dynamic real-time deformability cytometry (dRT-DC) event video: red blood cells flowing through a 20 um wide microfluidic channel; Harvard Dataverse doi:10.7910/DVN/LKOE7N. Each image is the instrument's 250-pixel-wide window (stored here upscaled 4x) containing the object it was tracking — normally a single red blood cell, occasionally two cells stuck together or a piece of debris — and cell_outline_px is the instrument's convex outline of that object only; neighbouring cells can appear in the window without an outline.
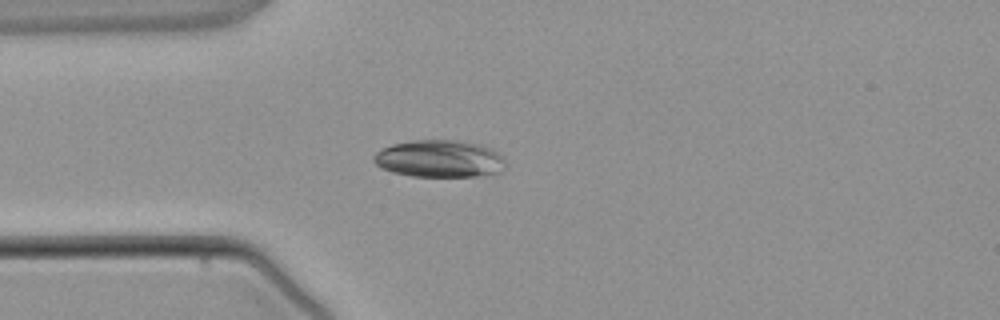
{"species": "common noctule bat (a hibernating species)", "species_latin": "Nyctalus noctula", "temperature_condition": "warm", "stored_images_in_passage": 2, "camera_frame_rate_fps": 3000, "um_per_image_px": 0.085, "animal": {"sex": "male", "body_mass_g": 21.5, "forearm_length_mm": 52.0}, "frame": {"image": 1, "passage_image": 2, "time_ms": 1.333, "image_size_px": [1000, 320], "cell_outline_px": [[504, 164], [500, 172], [476, 176], [412, 176], [392, 172], [380, 168], [372, 160], [372, 156], [376, 152], [392, 144], [412, 140], [456, 140], [476, 144], [488, 148], [504, 156]], "centroid_in_image_um": [37.3, 13.49], "position_along_channel_um": 47.7, "area_um2": 28.44}}